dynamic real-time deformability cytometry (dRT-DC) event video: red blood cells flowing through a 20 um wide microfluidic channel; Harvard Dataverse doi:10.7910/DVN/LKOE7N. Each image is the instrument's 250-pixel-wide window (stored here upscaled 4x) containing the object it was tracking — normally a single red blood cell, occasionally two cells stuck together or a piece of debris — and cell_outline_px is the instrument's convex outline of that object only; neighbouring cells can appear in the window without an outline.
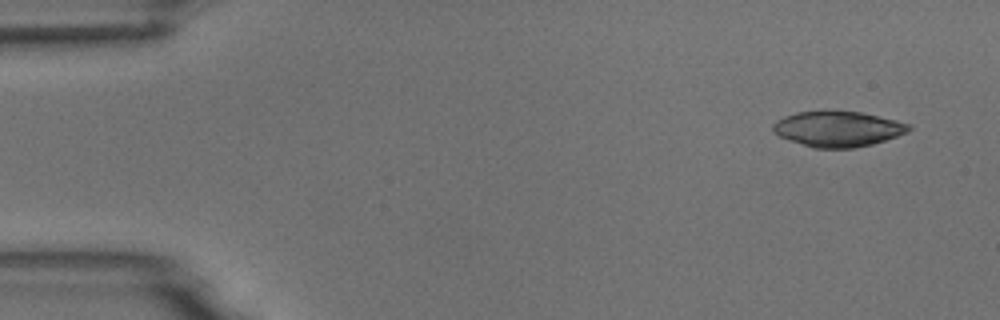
{"species": "common noctule bat (a hibernating species)", "species_latin": "Nyctalus noctula", "temperature_condition": "room temperature", "stored_images_in_passage": 4, "camera_frame_rate_fps": 3000, "um_per_image_px": 0.085, "animal": {"sex": "male", "body_mass_g": 18.8}, "frame": {"image": 1, "passage_image": 1, "time_ms": 0.0, "image_size_px": [1000, 320], "cell_outline_px": [[912, 128], [908, 132], [872, 144], [856, 148], [812, 148], [788, 140], [772, 132], [772, 124], [776, 120], [784, 116], [796, 112], [860, 112], [896, 120], [912, 124]], "centroid_in_image_um": [71.2, 10.97], "position_along_channel_um": 13.8, "area_um2": 27.98}}
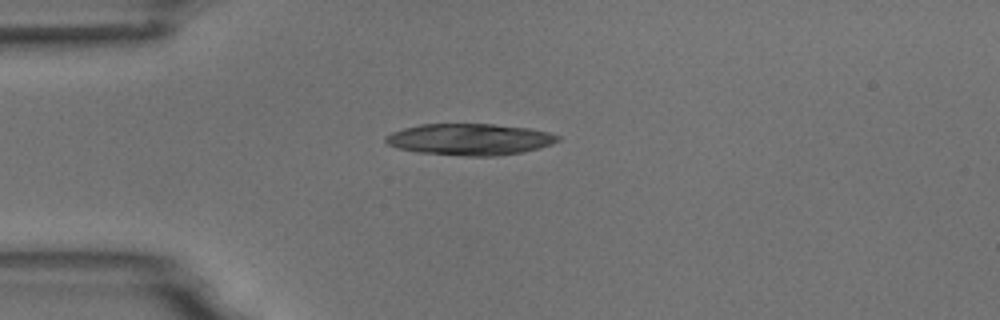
{"frame": {"image": 2, "passage_image": 4, "time_ms": 3.333, "image_size_px": [1000, 320], "cell_outline_px": [[560, 140], [552, 144], [524, 152], [496, 156], [460, 156], [416, 152], [400, 148], [388, 144], [384, 140], [384, 136], [392, 132], [404, 128], [420, 124], [492, 124], [528, 128], [548, 132], [560, 136]], "centroid_in_image_um": [39.93, 11.85], "position_along_channel_um": 45.1, "area_um2": 31.67}}